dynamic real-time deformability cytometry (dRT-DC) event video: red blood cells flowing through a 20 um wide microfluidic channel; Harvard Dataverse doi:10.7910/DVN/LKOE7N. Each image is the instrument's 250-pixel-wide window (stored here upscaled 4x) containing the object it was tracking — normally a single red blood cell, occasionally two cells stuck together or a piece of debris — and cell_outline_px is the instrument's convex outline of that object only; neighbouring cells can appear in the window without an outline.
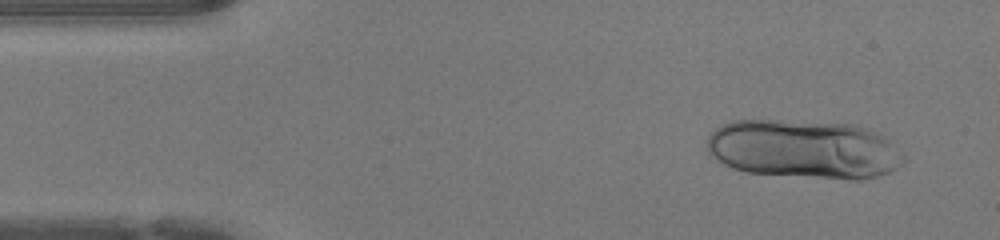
{"species": "human", "species_latin": "Homo sapiens", "temperature_condition": "warm", "stored_images_in_passage": 45, "segment_of_instrument_passage": [1, 2], "camera_frame_rate_fps": 3000, "um_per_image_px": 0.085, "donor": {"sex": "female"}, "frame": {"image": 1, "passage_image": 3, "time_ms": 0.667, "image_size_px": [1000, 240], "cell_outline_px": [[908, 160], [896, 168], [888, 172], [876, 176], [860, 180], [852, 180], [744, 172], [732, 168], [716, 160], [708, 152], [708, 136], [716, 128], [732, 120], [780, 120], [856, 124], [868, 128], [892, 140]], "centroid_in_image_um": [68.38, 12.68], "position_along_channel_um": 16.6, "area_um2": 68.09}}